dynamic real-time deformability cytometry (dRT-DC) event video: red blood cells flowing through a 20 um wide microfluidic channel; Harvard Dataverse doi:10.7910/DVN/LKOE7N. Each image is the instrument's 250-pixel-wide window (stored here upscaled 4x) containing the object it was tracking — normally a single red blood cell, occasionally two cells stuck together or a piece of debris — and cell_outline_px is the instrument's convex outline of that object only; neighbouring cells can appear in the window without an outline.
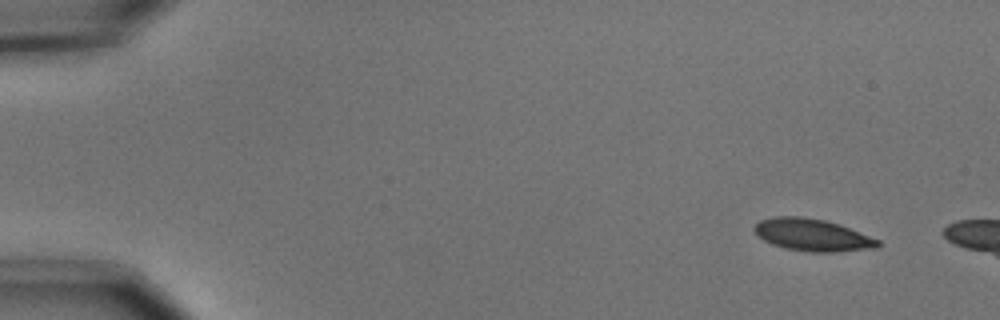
{"species": "common noctule bat (a hibernating species)", "species_latin": "Nyctalus noctula", "temperature_condition": "cold", "stored_images_in_passage": 7, "camera_frame_rate_fps": 3000, "um_per_image_px": 0.085, "animal": {"sex": "male", "body_mass_g": 15.6}, "frame": {"image": 1, "passage_image": 1, "time_ms": 0.0, "image_size_px": [1000, 320], "cell_outline_px": [[880, 248], [836, 252], [808, 252], [784, 248], [772, 244], [764, 240], [752, 228], [760, 220], [772, 216], [800, 216], [824, 220], [840, 224], [880, 240]], "centroid_in_image_um": [69.08, 19.98], "position_along_channel_um": 15.9, "area_um2": 23.35}}